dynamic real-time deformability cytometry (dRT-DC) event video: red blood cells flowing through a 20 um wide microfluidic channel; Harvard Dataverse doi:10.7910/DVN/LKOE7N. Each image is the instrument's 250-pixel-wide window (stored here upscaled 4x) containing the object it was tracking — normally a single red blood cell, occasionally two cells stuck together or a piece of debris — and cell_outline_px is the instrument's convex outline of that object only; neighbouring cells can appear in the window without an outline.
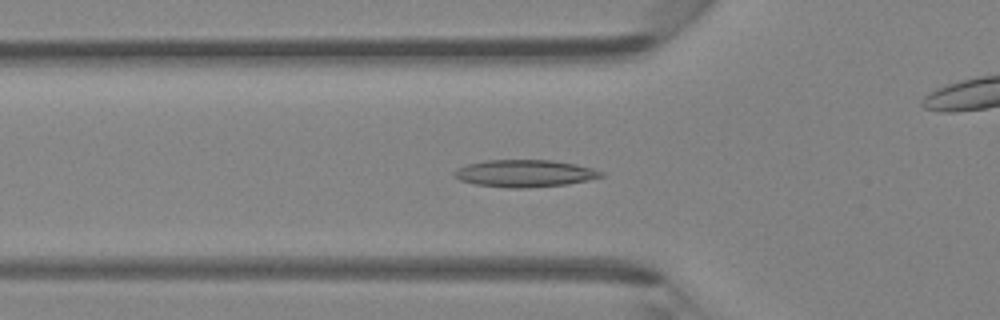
{"species": "Egyptian fruit bat (a non-hibernating species)", "species_latin": "Rousettus aegyptiacus", "temperature_condition": "room temperature", "stored_images_in_passage": 47, "camera_frame_rate_fps": 3000, "um_per_image_px": 0.085, "animal": {"sex": "female"}, "frame": {"image": 1, "passage_image": 16, "time_ms": 5.0, "image_size_px": [1000, 320], "cell_outline_px": [[604, 176], [588, 180], [564, 184], [524, 188], [508, 188], [476, 184], [460, 180], [452, 176], [452, 172], [468, 164], [488, 160], [552, 160], [576, 164], [592, 168], [604, 172]], "centroid_in_image_um": [44.6, 14.73], "position_along_channel_um": 81.2, "area_um2": 23.12}}
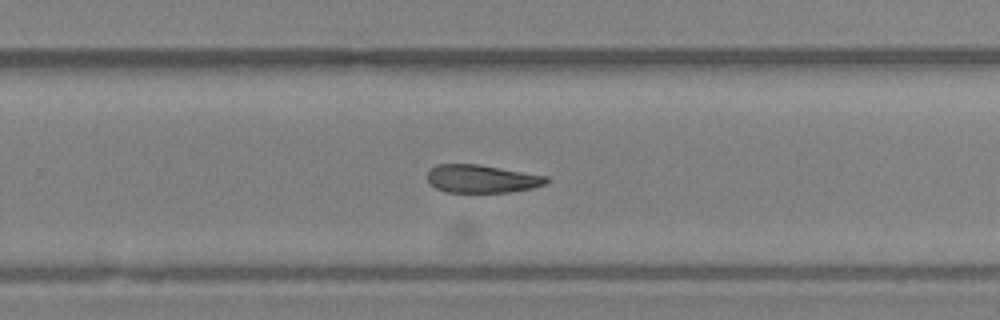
{"frame": {"image": 2, "passage_image": 30, "time_ms": 9.667, "image_size_px": [1000, 320], "cell_outline_px": [[548, 180], [544, 184], [532, 188], [508, 192], [448, 192], [436, 188], [428, 184], [428, 172], [436, 164], [480, 164], [548, 176]], "centroid_in_image_um": [40.93, 15.19], "position_along_channel_um": 288.9, "area_um2": 19.42}}
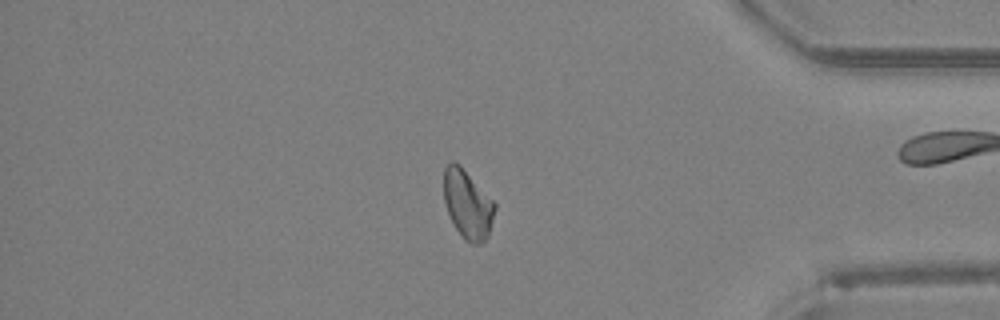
{"frame": {"image": 3, "passage_image": 39, "time_ms": 12.667, "image_size_px": [1000, 320], "cell_outline_px": [[496, 208], [488, 236], [480, 244], [472, 244], [464, 240], [452, 224], [444, 200], [444, 168], [452, 160], [460, 164], [496, 204]], "centroid_in_image_um": [39.74, 17.37], "position_along_channel_um": 395.5, "area_um2": 20.46}}